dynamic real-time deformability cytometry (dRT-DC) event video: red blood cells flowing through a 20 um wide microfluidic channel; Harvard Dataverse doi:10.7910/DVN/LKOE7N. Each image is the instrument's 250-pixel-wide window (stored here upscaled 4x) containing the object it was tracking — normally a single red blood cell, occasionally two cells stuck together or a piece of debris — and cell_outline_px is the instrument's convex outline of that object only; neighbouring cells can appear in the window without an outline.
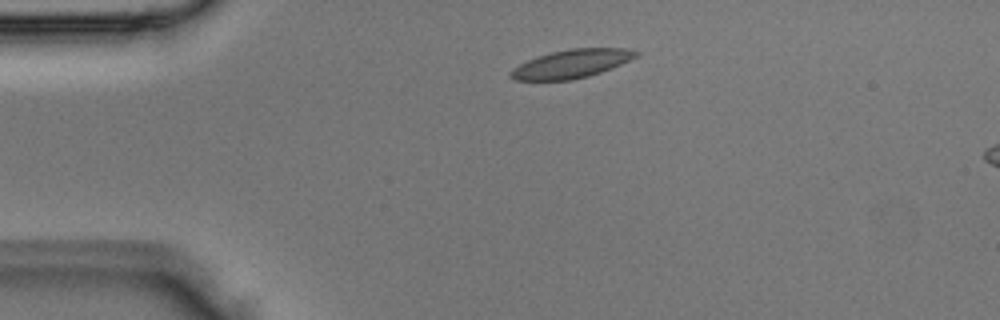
{"species": "Egyptian fruit bat (a non-hibernating species)", "species_latin": "Rousettus aegyptiacus", "temperature_condition": "room temperature", "stored_images_in_passage": 2, "camera_frame_rate_fps": 3000, "um_per_image_px": 0.085, "animal": {"sex": "male"}, "frame": {"image": 1, "passage_image": 1, "time_ms": 0.0, "image_size_px": [1000, 320], "cell_outline_px": [[640, 52], [636, 56], [620, 64], [600, 72], [588, 76], [572, 80], [516, 80], [508, 76], [508, 72], [512, 68], [528, 60], [552, 52], [568, 48], [624, 48]], "centroid_in_image_um": [48.53, 5.42], "position_along_channel_um": 36.5, "area_um2": 20.52}}